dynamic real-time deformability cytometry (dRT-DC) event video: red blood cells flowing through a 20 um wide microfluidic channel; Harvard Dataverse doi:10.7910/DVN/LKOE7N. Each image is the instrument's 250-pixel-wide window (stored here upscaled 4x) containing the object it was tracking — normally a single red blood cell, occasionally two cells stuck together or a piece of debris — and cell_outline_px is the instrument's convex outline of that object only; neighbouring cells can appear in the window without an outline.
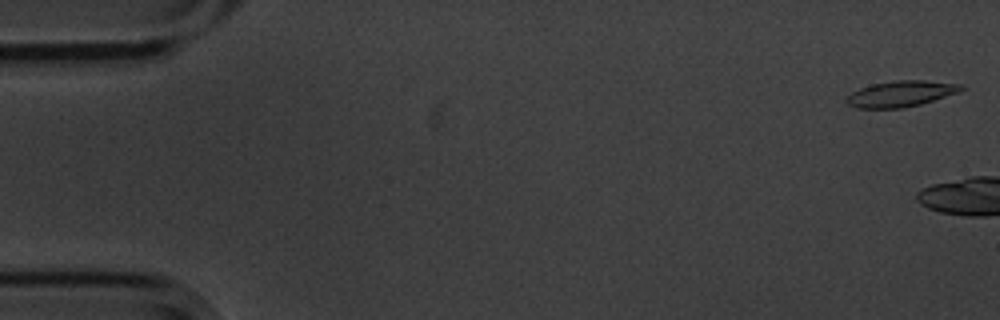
{"species": "common noctule bat (a hibernating species)", "species_latin": "Nyctalus noctula", "temperature_condition": "cold", "stored_images_in_passage": 5, "camera_frame_rate_fps": 3000, "um_per_image_px": 0.085, "animal": {"sex": "male", "body_mass_g": 20.1, "forearm_length_mm": 53.5}, "frame": {"image": 1, "passage_image": 1, "time_ms": 0.0, "image_size_px": [1000, 320], "cell_outline_px": [[964, 88], [960, 92], [920, 104], [904, 108], [856, 108], [848, 104], [844, 100], [852, 92], [860, 88], [872, 84], [892, 80], [924, 80], [960, 84]], "centroid_in_image_um": [76.56, 7.97], "position_along_channel_um": 8.4, "area_um2": 17.34}}